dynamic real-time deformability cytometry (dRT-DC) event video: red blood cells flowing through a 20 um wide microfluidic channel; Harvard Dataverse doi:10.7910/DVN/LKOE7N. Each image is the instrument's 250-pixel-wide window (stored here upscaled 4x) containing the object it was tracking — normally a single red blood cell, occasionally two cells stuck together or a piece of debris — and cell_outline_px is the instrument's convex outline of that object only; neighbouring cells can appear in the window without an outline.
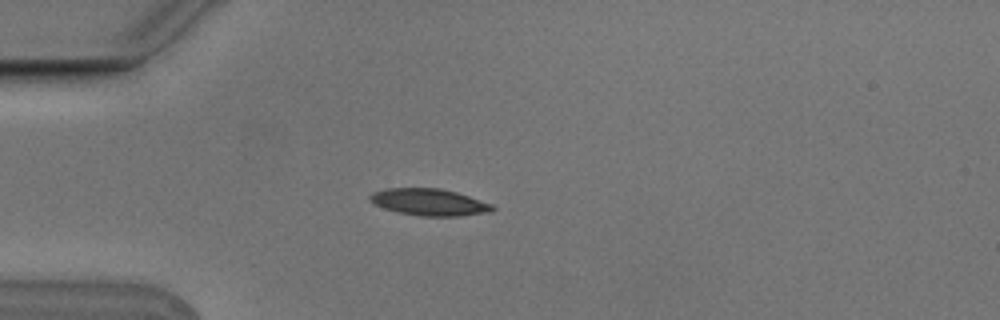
{"species": "Egyptian fruit bat (a non-hibernating species)", "species_latin": "Rousettus aegyptiacus", "temperature_condition": "cold", "stored_images_in_passage": 8, "camera_frame_rate_fps": 3000, "um_per_image_px": 0.085, "animal": {"sex": "male"}, "frame": {"image": 1, "passage_image": 5, "time_ms": 1.333, "image_size_px": [1000, 320], "cell_outline_px": [[496, 208], [492, 212], [460, 216], [420, 216], [396, 212], [384, 208], [368, 200], [368, 196], [372, 192], [384, 188], [440, 188], [456, 192], [492, 204]], "centroid_in_image_um": [36.47, 17.18], "position_along_channel_um": 48.5, "area_um2": 19.31}}
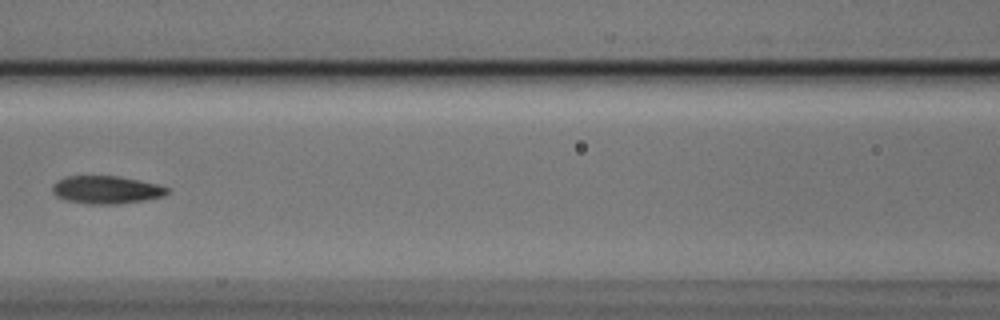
{"frame": {"image": 2, "passage_image": 8, "time_ms": 2.333, "image_size_px": [1000, 320], "cell_outline_px": [[168, 192], [164, 196], [144, 200], [116, 204], [88, 204], [64, 200], [56, 196], [52, 192], [52, 184], [56, 180], [64, 176], [116, 176], [156, 184], [168, 188]], "centroid_in_image_um": [8.96, 16.13], "position_along_channel_um": 157.6, "area_um2": 18.61}}